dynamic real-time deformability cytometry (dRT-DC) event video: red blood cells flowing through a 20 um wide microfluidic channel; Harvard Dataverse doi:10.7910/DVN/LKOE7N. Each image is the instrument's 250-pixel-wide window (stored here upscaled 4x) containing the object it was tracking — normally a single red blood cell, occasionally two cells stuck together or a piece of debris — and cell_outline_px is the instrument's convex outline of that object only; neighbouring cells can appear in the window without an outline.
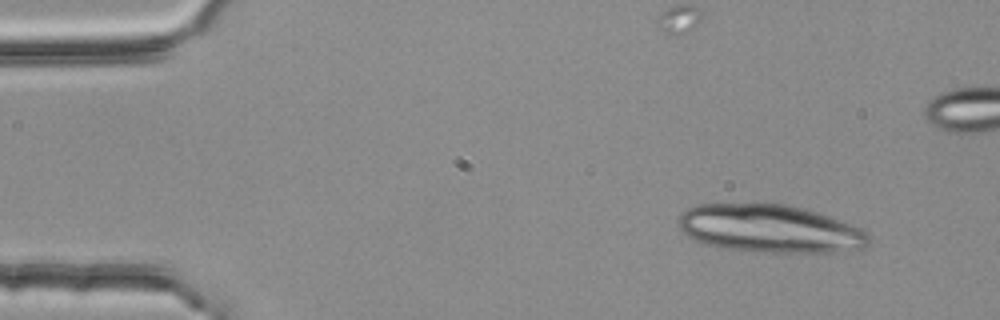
{"species": "common noctule bat (a hibernating species)", "species_latin": "Nyctalus noctula", "temperature_condition": "room temperature", "stored_images_in_passage": 4, "camera_frame_rate_fps": 3000, "um_per_image_px": 0.085, "animal": {"sex": "female", "body_mass_g": 25.1}, "frame": {"image": 1, "passage_image": 1, "time_ms": 0.0, "image_size_px": [1000, 320], "cell_outline_px": [[868, 244], [864, 248], [840, 252], [760, 252], [720, 248], [704, 244], [688, 236], [676, 224], [676, 216], [680, 212], [688, 208], [700, 204], [784, 204], [804, 208], [852, 224], [868, 232]], "centroid_in_image_um": [65.4, 19.44], "position_along_channel_um": 19.6, "area_um2": 53.47}}